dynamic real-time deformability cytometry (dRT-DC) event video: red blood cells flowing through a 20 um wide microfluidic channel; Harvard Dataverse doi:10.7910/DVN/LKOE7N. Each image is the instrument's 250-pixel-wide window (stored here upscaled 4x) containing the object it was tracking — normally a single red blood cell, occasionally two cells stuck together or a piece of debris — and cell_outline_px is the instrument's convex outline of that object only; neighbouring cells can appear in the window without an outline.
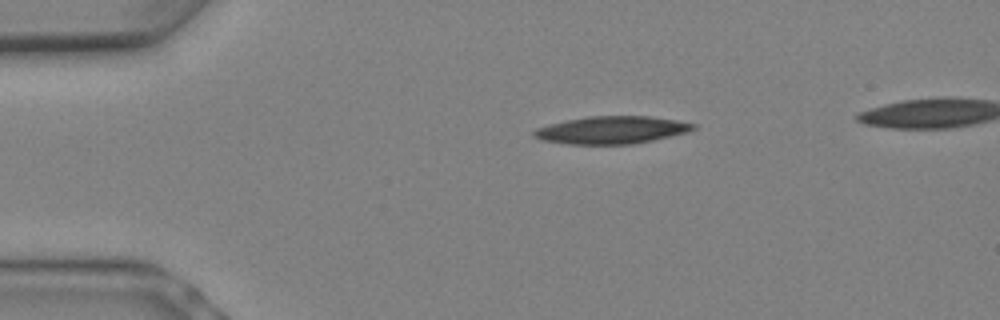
{"species": "Egyptian fruit bat (a non-hibernating species)", "species_latin": "Rousettus aegyptiacus", "temperature_condition": "warm", "stored_images_in_passage": 4, "segment_of_instrument_passage": [1, 2], "camera_frame_rate_fps": 3000, "um_per_image_px": 0.085, "animal": {"sex": "female"}, "frame": {"image": 1, "passage_image": 1, "time_ms": 0.0, "image_size_px": [1000, 320], "cell_outline_px": [[696, 128], [688, 132], [652, 140], [632, 144], [568, 144], [544, 140], [532, 136], [532, 132], [536, 128], [548, 124], [588, 116], [652, 116], [676, 120], [696, 124]], "centroid_in_image_um": [51.99, 11.04], "position_along_channel_um": 33.0, "area_um2": 25.49}}